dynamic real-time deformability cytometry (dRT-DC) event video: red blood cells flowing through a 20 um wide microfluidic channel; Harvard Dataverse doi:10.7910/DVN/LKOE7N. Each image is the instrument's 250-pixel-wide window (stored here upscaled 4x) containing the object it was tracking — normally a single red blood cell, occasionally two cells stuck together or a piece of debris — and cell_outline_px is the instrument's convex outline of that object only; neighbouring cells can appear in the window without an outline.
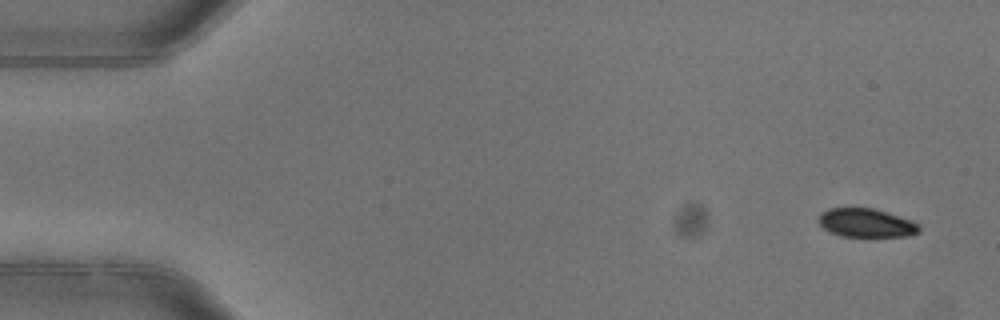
{"species": "common noctule bat (a hibernating species)", "species_latin": "Nyctalus noctula", "temperature_condition": "warm", "stored_images_in_passage": 5, "camera_frame_rate_fps": 3000, "um_per_image_px": 0.085, "animal": {"sex": "female"}, "frame": {"image": 1, "passage_image": 1, "time_ms": 0.0, "image_size_px": [1000, 320], "cell_outline_px": [[920, 232], [908, 236], [840, 236], [828, 232], [816, 220], [820, 212], [828, 208], [872, 208], [912, 220], [920, 224]], "centroid_in_image_um": [73.6, 18.95], "position_along_channel_um": 11.4, "area_um2": 16.94}}
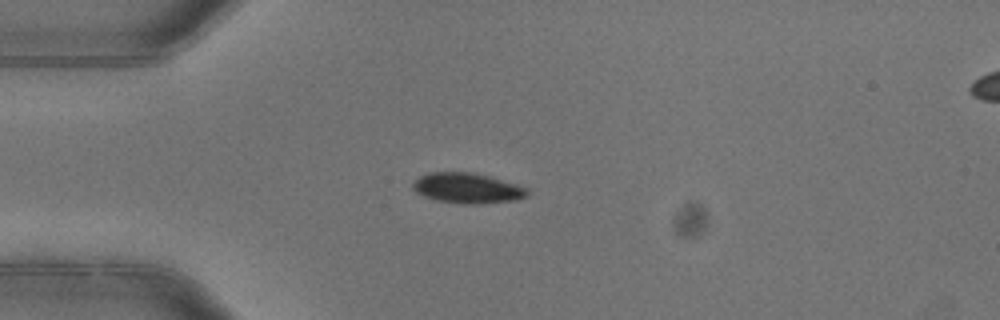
{"frame": {"image": 2, "passage_image": 4, "time_ms": 1.0, "image_size_px": [1000, 320], "cell_outline_px": [[528, 196], [516, 200], [476, 204], [464, 204], [436, 200], [424, 196], [416, 192], [412, 188], [412, 184], [420, 176], [428, 172], [472, 172], [488, 176], [516, 184], [528, 188]], "centroid_in_image_um": [39.72, 15.99], "position_along_channel_um": 45.3, "area_um2": 20.17}}